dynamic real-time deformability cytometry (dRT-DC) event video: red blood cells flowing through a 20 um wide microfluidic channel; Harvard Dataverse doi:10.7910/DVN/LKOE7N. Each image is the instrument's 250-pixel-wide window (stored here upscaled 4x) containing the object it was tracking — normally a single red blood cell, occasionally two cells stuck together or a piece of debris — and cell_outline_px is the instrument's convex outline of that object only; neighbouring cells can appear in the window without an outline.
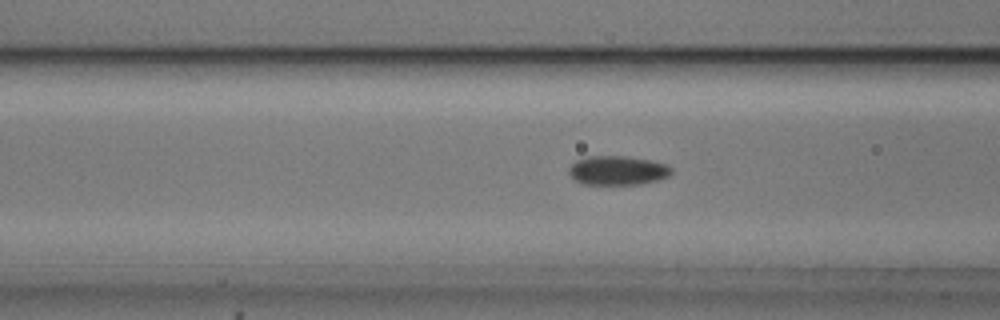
{"species": "common noctule bat (a hibernating species)", "species_latin": "Nyctalus noctula", "temperature_condition": "cold", "stored_images_in_passage": 26, "camera_frame_rate_fps": 3000, "um_per_image_px": 0.085, "animal": {"sex": "male", "body_mass_g": 20.5, "forearm_length_mm": 52.5}, "frame": {"image": 1, "passage_image": 5, "time_ms": 1.333, "image_size_px": [1000, 320], "cell_outline_px": [[672, 172], [668, 176], [656, 180], [640, 184], [584, 184], [576, 180], [568, 172], [568, 168], [576, 160], [588, 156], [624, 156], [648, 160], [668, 164], [672, 168]], "centroid_in_image_um": [52.49, 14.48], "position_along_channel_um": 114.1, "area_um2": 17.28}}
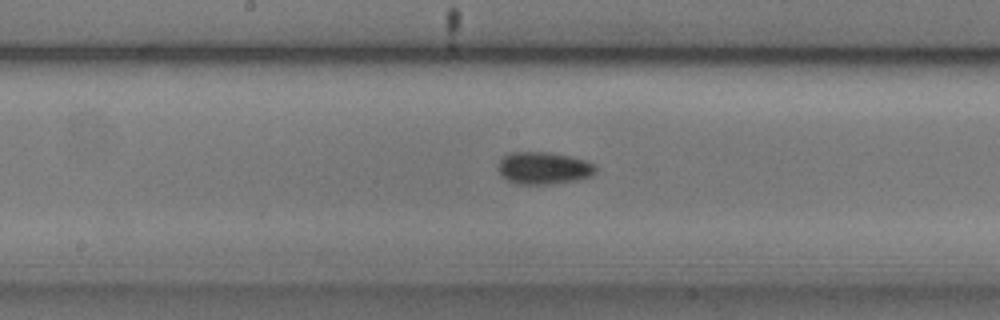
{"frame": {"image": 2, "passage_image": 12, "time_ms": 3.667, "image_size_px": [1000, 320], "cell_outline_px": [[596, 172], [592, 176], [576, 180], [552, 184], [516, 184], [500, 176], [500, 160], [508, 152], [548, 152], [568, 156], [584, 160], [596, 164]], "centroid_in_image_um": [46.23, 14.29], "position_along_channel_um": 202.0, "area_um2": 18.32}}
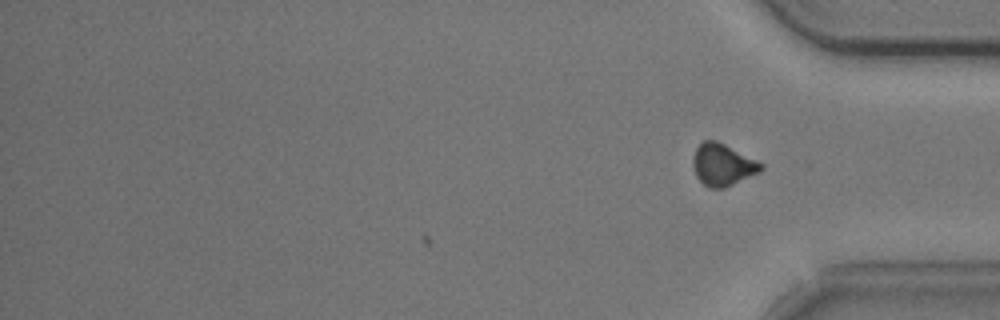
{"frame": {"image": 3, "passage_image": 26, "time_ms": 8.333, "image_size_px": [1000, 320], "cell_outline_px": [[764, 168], [760, 172], [724, 188], [708, 188], [696, 176], [692, 164], [692, 160], [696, 148], [704, 140], [716, 140], [764, 164]], "centroid_in_image_um": [61.42, 14.01], "position_along_channel_um": 373.8, "area_um2": 16.53}, "authors_computed_cell_mechanics": {"area_um2": 17.3689, "velocity_mm_per_s": 3.7442, "shape_relaxation_time_tau1_ms": 3.484, "shape_relaxation_time_tau2_ms": null, "deformation_change_tau1": 0.0698, "deformation_change_tau2": null}}